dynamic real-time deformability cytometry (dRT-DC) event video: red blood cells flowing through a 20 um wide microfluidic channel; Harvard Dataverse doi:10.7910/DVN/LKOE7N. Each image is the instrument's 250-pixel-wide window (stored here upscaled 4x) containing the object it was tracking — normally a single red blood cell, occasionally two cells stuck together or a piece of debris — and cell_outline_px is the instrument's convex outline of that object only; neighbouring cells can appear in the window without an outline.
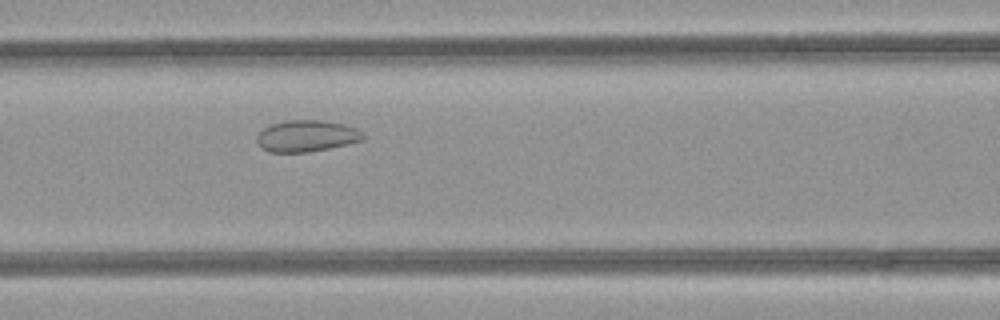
{"species": "common noctule bat (a hibernating species)", "species_latin": "Nyctalus noctula", "temperature_condition": "room temperature", "stored_images_in_passage": 41, "camera_frame_rate_fps": 3000, "um_per_image_px": 0.085, "animal": {"sex": "female", "body_mass_g": 21.9}, "frame": {"image": 1, "passage_image": 15, "time_ms": 4.667, "image_size_px": [1000, 320], "cell_outline_px": [[364, 140], [348, 144], [308, 152], [268, 152], [256, 140], [256, 136], [264, 128], [272, 124], [288, 120], [324, 120], [344, 124], [356, 128], [364, 136]], "centroid_in_image_um": [26.07, 11.55], "position_along_channel_um": 140.5, "area_um2": 19.36}}
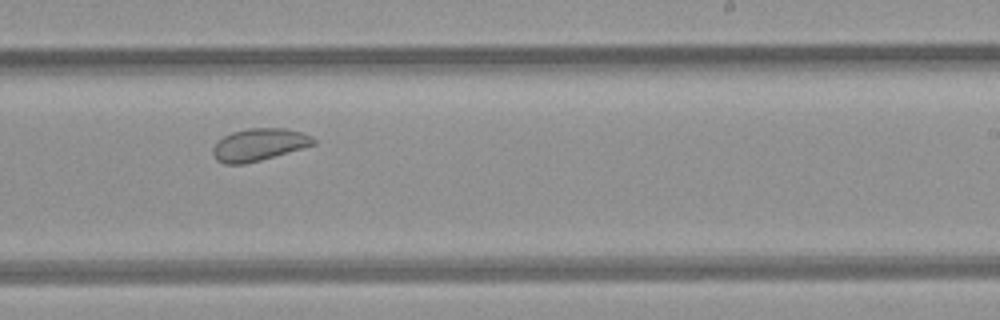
{"frame": {"image": 2, "passage_image": 24, "time_ms": 7.667, "image_size_px": [1000, 320], "cell_outline_px": [[316, 144], [260, 160], [244, 164], [224, 164], [216, 160], [212, 152], [212, 148], [224, 136], [232, 132], [248, 128], [284, 128], [304, 132], [312, 136], [316, 140]], "centroid_in_image_um": [22.03, 12.29], "position_along_channel_um": 267.0, "area_um2": 18.9}}
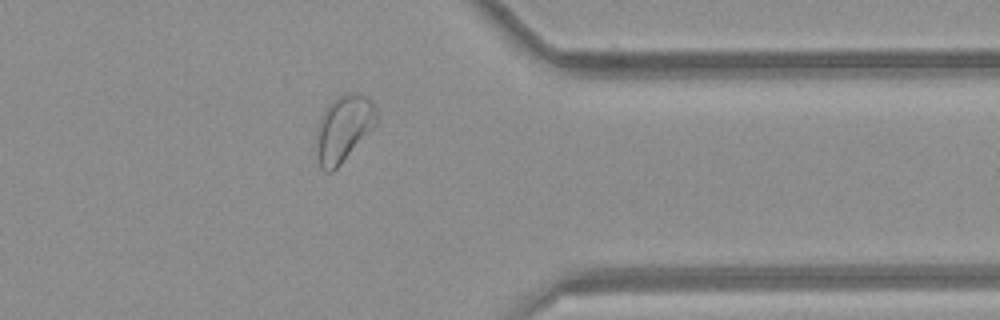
{"frame": {"image": 3, "passage_image": 33, "time_ms": 10.667, "image_size_px": [1000, 320], "cell_outline_px": [[376, 124], [340, 164], [332, 172], [324, 172], [320, 168], [316, 156], [316, 136], [320, 116], [328, 104], [332, 100], [348, 92], [360, 92], [372, 100], [376, 108]], "centroid_in_image_um": [29.17, 10.9], "position_along_channel_um": 382.2, "area_um2": 23.35}}